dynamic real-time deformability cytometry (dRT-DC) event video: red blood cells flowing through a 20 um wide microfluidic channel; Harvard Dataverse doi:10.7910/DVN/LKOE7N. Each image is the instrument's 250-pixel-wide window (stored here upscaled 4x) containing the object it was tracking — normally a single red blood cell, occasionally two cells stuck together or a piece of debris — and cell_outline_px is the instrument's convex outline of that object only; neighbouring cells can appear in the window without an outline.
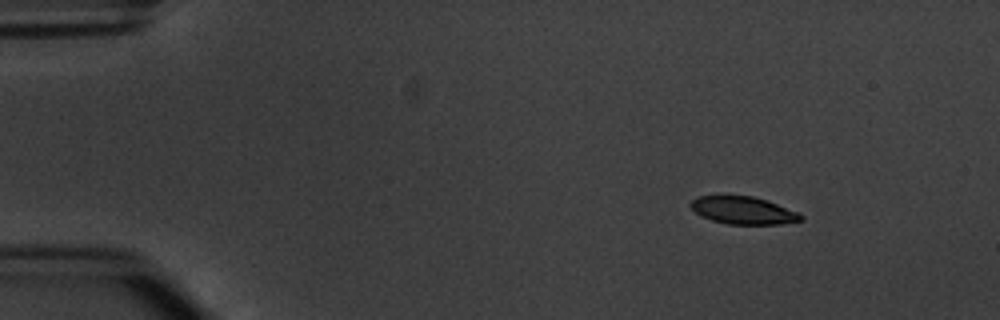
{"species": "common noctule bat (a hibernating species)", "species_latin": "Nyctalus noctula", "temperature_condition": "warm", "stored_images_in_passage": 5, "camera_frame_rate_fps": 3000, "um_per_image_px": 0.085, "animal": {"sex": "male", "body_mass_g": 20.1, "forearm_length_mm": 53.5}, "frame": {"image": 1, "passage_image": 1, "time_ms": 0.0, "image_size_px": [1000, 320], "cell_outline_px": [[804, 220], [780, 224], [728, 224], [712, 220], [700, 216], [688, 204], [696, 196], [720, 192], [752, 196], [768, 200], [800, 212], [804, 216]], "centroid_in_image_um": [63.14, 17.82], "position_along_channel_um": 21.9, "area_um2": 18.67}}